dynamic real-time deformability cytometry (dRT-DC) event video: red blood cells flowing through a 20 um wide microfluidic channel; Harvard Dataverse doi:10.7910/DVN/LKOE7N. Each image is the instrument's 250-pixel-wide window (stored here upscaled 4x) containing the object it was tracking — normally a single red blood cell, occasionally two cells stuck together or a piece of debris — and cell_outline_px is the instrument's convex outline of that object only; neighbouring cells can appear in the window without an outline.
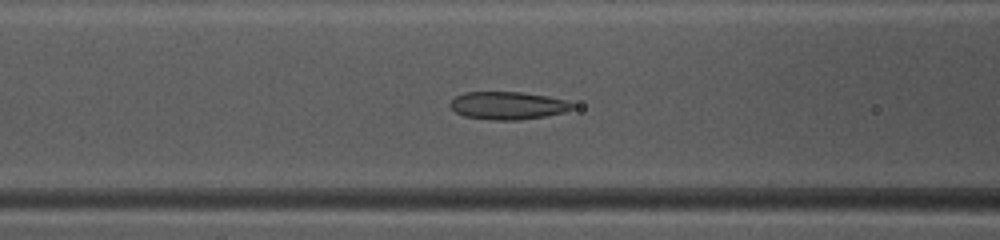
{"species": "common noctule bat (a hibernating species)", "species_latin": "Nyctalus noctula", "temperature_condition": "warm", "stored_images_in_passage": 38, "camera_frame_rate_fps": 3000, "um_per_image_px": 0.085, "animal": {"sex": "female", "body_mass_g": 10.0, "forearm_length_mm": 53.1}, "frame": {"image": 1, "passage_image": 10, "time_ms": 3.0, "image_size_px": [1000, 240], "cell_outline_px": [[572, 108], [564, 112], [544, 116], [520, 120], [496, 120], [464, 116], [456, 112], [448, 104], [456, 96], [464, 92], [520, 92], [548, 96], [568, 100], [572, 104]], "centroid_in_image_um": [43.15, 8.96], "position_along_channel_um": 123.4, "area_um2": 19.65}}
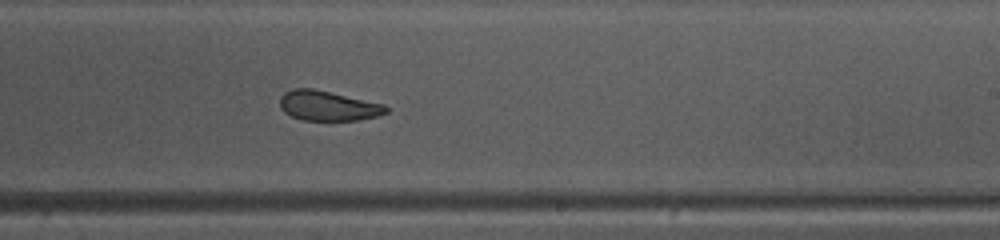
{"frame": {"image": 2, "passage_image": 20, "time_ms": 6.333, "image_size_px": [1000, 240], "cell_outline_px": [[388, 112], [376, 116], [356, 120], [300, 120], [284, 112], [280, 108], [280, 96], [284, 92], [292, 88], [312, 88], [384, 104], [388, 108]], "centroid_in_image_um": [27.83, 8.99], "position_along_channel_um": 261.2, "area_um2": 18.44}}
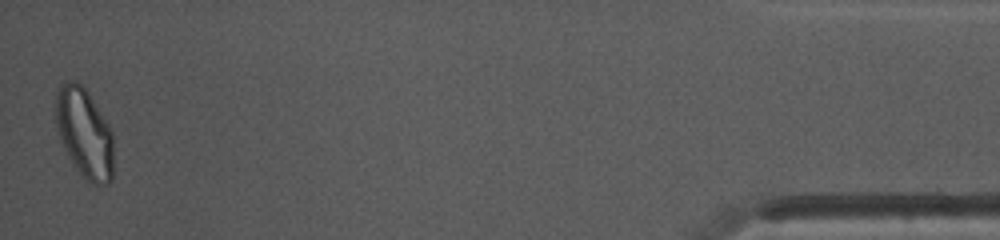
{"frame": {"image": 3, "passage_image": 38, "time_ms": 12.333, "image_size_px": [1000, 240], "cell_outline_px": [[112, 180], [108, 184], [92, 184], [76, 168], [68, 156], [60, 140], [56, 124], [56, 92], [60, 84], [68, 80], [76, 80], [88, 92], [108, 124], [112, 132]], "centroid_in_image_um": [7.16, 11.28], "position_along_channel_um": 428.0, "area_um2": 29.94}, "authors_computed_cell_mechanics": {"area_um2": 20.1433, "velocity_mm_per_s": 4.1324, "shape_relaxation_time_tau1_ms": 5.5138, "shape_relaxation_time_tau2_ms": 2.049, "deformation_change_tau1": 0.16, "deformation_change_tau2": 0.073}}